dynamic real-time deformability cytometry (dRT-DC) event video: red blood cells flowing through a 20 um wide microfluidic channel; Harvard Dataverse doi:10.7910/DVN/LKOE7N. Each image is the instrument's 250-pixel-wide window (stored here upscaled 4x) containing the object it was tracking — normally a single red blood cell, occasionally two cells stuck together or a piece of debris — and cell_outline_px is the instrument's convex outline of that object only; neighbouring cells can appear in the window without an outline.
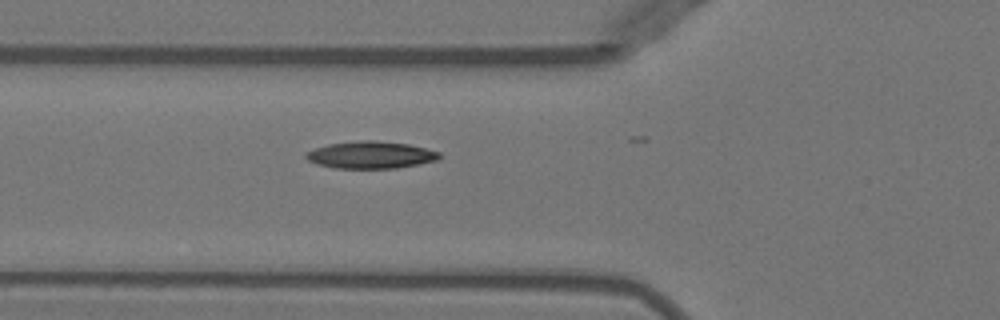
{"species": "Egyptian fruit bat (a non-hibernating species)", "species_latin": "Rousettus aegyptiacus", "temperature_condition": "warm", "stored_images_in_passage": 6, "camera_frame_rate_fps": 3000, "um_per_image_px": 0.085, "animal": {"sex": "female"}, "frame": {"image": 1, "passage_image": 2, "time_ms": 0.333, "image_size_px": [1000, 320], "cell_outline_px": [[440, 156], [436, 160], [396, 168], [332, 168], [316, 164], [308, 160], [304, 156], [308, 152], [316, 148], [328, 144], [360, 140], [376, 140], [408, 144], [440, 152]], "centroid_in_image_um": [31.48, 13.16], "position_along_channel_um": 94.3, "area_um2": 20.92}}
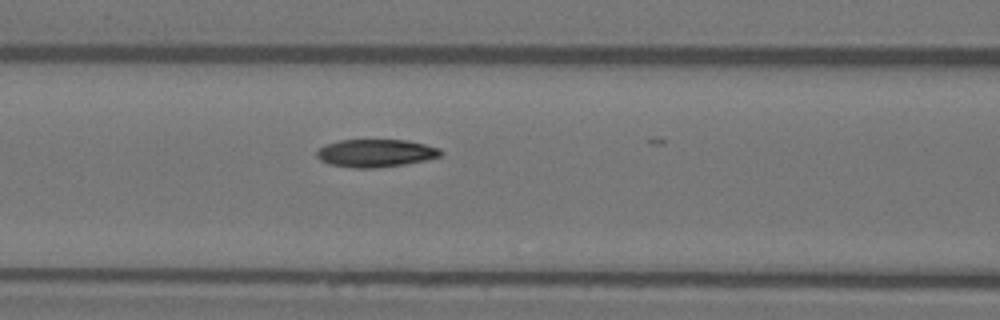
{"frame": {"image": 2, "passage_image": 5, "time_ms": 1.333, "image_size_px": [1000, 320], "cell_outline_px": [[444, 152], [440, 156], [428, 160], [404, 164], [372, 168], [352, 168], [328, 164], [320, 160], [316, 156], [316, 152], [324, 144], [340, 140], [408, 140], [440, 148]], "centroid_in_image_um": [31.93, 13.01], "position_along_channel_um": 134.7, "area_um2": 20.23}}